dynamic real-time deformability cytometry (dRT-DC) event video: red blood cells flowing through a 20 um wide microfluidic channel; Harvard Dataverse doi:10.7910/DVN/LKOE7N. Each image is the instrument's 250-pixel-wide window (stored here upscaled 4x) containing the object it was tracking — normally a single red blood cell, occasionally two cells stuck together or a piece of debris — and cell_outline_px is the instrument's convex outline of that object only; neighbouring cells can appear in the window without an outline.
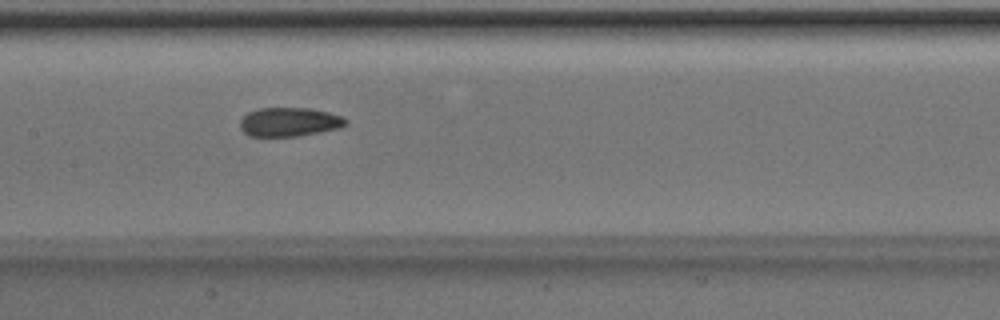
{"species": "Egyptian fruit bat (a non-hibernating species)", "species_latin": "Rousettus aegyptiacus", "temperature_condition": "room temperature", "stored_images_in_passage": 38, "camera_frame_rate_fps": 3000, "um_per_image_px": 0.085, "animal": {"sex": "male"}, "frame": {"image": 1, "passage_image": 12, "time_ms": 3.667, "image_size_px": [1000, 320], "cell_outline_px": [[348, 124], [340, 128], [296, 136], [248, 136], [240, 128], [240, 120], [248, 112], [256, 108], [308, 108], [328, 112], [344, 116], [348, 120]], "centroid_in_image_um": [24.6, 10.36], "position_along_channel_um": 182.8, "area_um2": 17.92}}
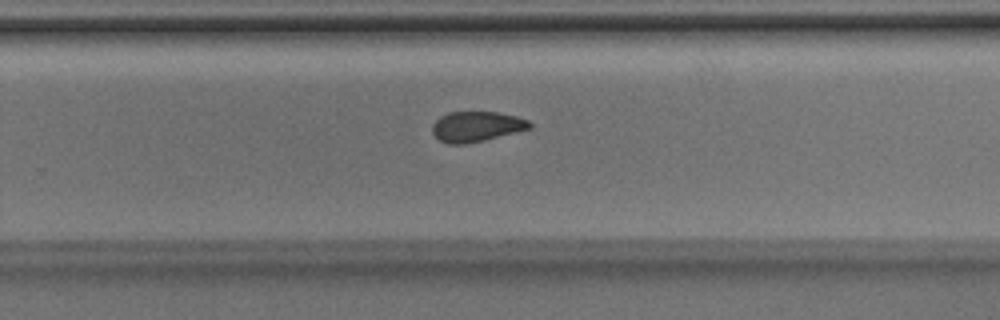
{"frame": {"image": 2, "passage_image": 20, "time_ms": 6.333, "image_size_px": [1000, 320], "cell_outline_px": [[532, 128], [484, 140], [464, 144], [448, 144], [440, 140], [432, 132], [432, 124], [440, 116], [448, 112], [496, 112], [516, 116], [528, 120], [532, 124]], "centroid_in_image_um": [40.49, 10.75], "position_along_channel_um": 289.3, "area_um2": 17.11}}
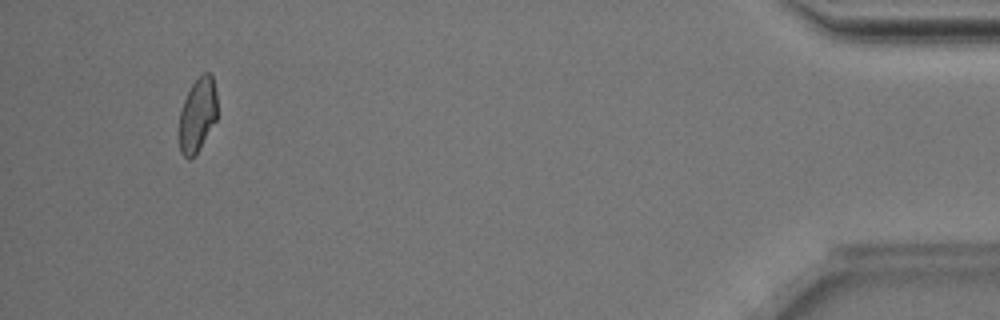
{"frame": {"image": 3, "passage_image": 35, "time_ms": 11.333, "image_size_px": [1000, 320], "cell_outline_px": [[216, 120], [196, 152], [188, 160], [180, 152], [180, 112], [184, 100], [192, 84], [204, 72], [208, 72], [212, 76], [216, 92]], "centroid_in_image_um": [16.79, 9.74], "position_along_channel_um": 418.4, "area_um2": 15.9}, "authors_computed_cell_mechanics": {"area_um2": 17.918, "velocity_mm_per_s": 4.0094, "shape_relaxation_time_tau1_ms": 3.7457, "shape_relaxation_time_tau2_ms": 1.7186, "deformation_change_tau1": 0.1209, "deformation_change_tau2": 0.0839}}